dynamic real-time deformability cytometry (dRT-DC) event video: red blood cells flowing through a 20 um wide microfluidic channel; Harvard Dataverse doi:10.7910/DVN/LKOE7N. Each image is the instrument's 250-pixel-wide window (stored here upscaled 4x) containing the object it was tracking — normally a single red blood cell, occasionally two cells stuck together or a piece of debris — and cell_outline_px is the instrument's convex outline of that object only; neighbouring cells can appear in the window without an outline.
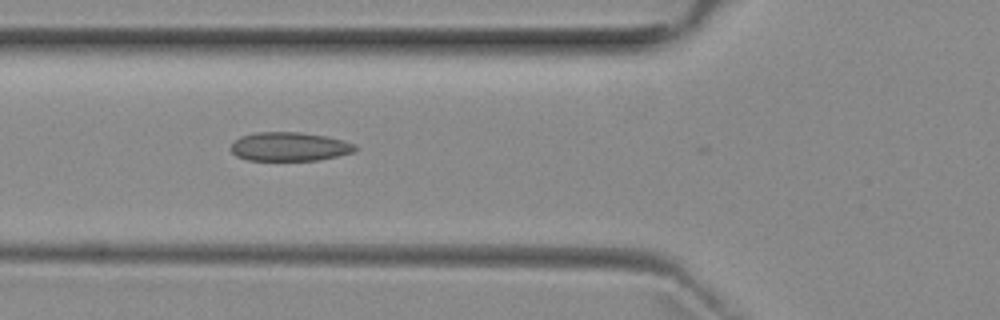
{"species": "common noctule bat (a hibernating species)", "species_latin": "Nyctalus noctula", "temperature_condition": "room temperature", "stored_images_in_passage": 7, "camera_frame_rate_fps": 3000, "um_per_image_px": 0.085, "animal": {"sex": "female", "body_mass_g": 29.2, "forearm_length_mm": 56.3}, "frame": {"image": 1, "passage_image": 5, "time_ms": 5.667, "image_size_px": [1000, 320], "cell_outline_px": [[356, 148], [352, 152], [336, 156], [316, 160], [248, 160], [236, 156], [232, 152], [232, 144], [240, 136], [256, 132], [300, 132], [324, 136], [356, 144]], "centroid_in_image_um": [24.57, 12.46], "position_along_channel_um": 101.2, "area_um2": 20.58}}
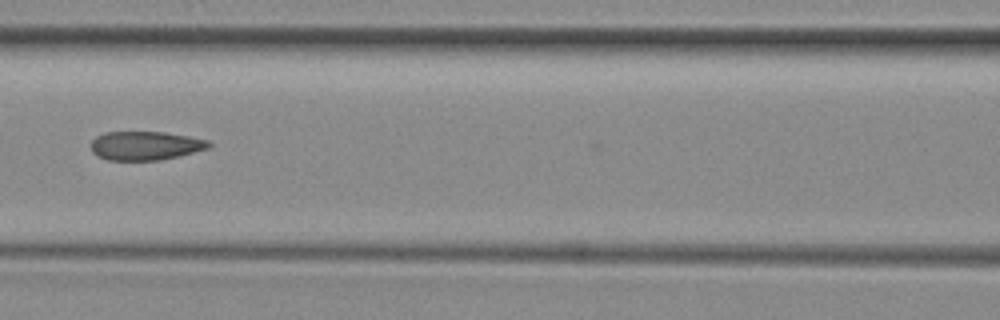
{"frame": {"image": 2, "passage_image": 6, "time_ms": 7.0, "image_size_px": [1000, 320], "cell_outline_px": [[212, 144], [208, 148], [180, 156], [160, 160], [108, 160], [96, 156], [92, 152], [92, 140], [96, 136], [104, 132], [164, 132], [188, 136], [208, 140]], "centroid_in_image_um": [12.35, 12.38], "position_along_channel_um": 154.3, "area_um2": 19.83}}
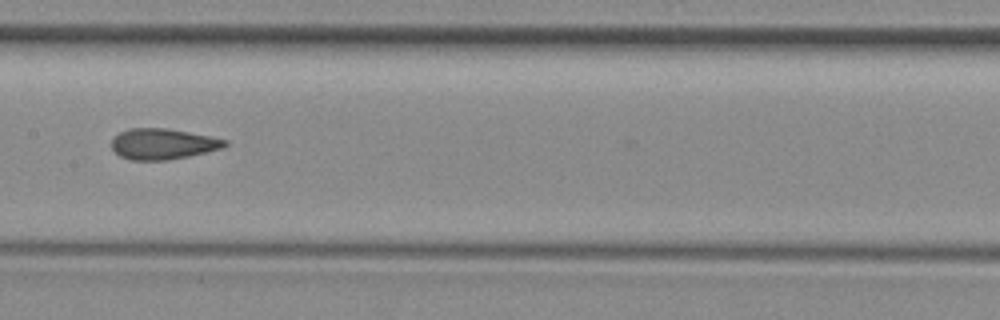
{"frame": {"image": 3, "passage_image": 7, "time_ms": 8.0, "image_size_px": [1000, 320], "cell_outline_px": [[228, 144], [224, 148], [188, 156], [168, 160], [128, 160], [120, 156], [112, 148], [112, 140], [120, 132], [128, 128], [164, 128], [188, 132], [228, 140]], "centroid_in_image_um": [13.84, 12.24], "position_along_channel_um": 193.6, "area_um2": 20.23}}